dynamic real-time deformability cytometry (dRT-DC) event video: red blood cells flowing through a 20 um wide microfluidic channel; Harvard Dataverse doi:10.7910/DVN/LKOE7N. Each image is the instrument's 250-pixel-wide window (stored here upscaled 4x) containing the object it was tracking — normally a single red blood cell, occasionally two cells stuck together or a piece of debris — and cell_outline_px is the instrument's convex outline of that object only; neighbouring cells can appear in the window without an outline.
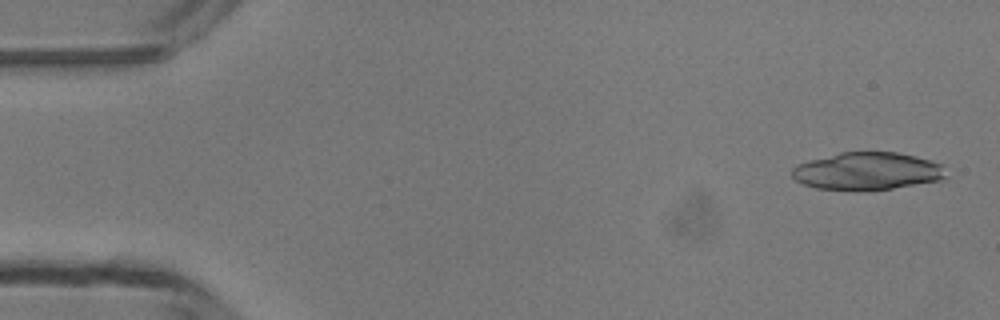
{"species": "common noctule bat (a hibernating species)", "species_latin": "Nyctalus noctula", "temperature_condition": "room temperature", "stored_images_in_passage": 24, "camera_frame_rate_fps": 3000, "um_per_image_px": 0.085, "animal": {"sex": "male", "body_mass_g": 13.3}, "frame": {"image": 1, "passage_image": 2, "time_ms": 0.333, "image_size_px": [1000, 320], "cell_outline_px": [[948, 176], [940, 180], [868, 192], [856, 192], [816, 188], [804, 184], [796, 180], [792, 176], [792, 168], [796, 164], [808, 160], [840, 152], [896, 152], [916, 156], [944, 164]], "centroid_in_image_um": [73.72, 14.56], "position_along_channel_um": 11.3, "area_um2": 34.45}}